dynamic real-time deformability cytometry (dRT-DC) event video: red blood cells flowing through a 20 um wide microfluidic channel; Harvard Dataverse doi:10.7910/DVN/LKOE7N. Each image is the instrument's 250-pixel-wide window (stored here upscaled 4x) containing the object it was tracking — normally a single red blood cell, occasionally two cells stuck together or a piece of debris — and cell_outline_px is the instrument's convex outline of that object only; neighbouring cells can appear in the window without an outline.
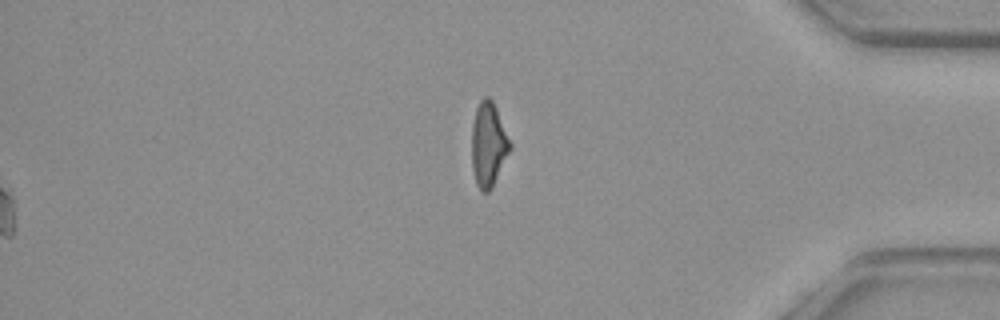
{"species": "common noctule bat (a hibernating species)", "species_latin": "Nyctalus noctula", "temperature_condition": "warm", "stored_images_in_passage": 38, "camera_frame_rate_fps": 3000, "um_per_image_px": 0.085, "animal": {"sex": "female", "body_mass_g": 29.2, "forearm_length_mm": 56.3}, "frame": {"image": 1, "passage_image": 38, "time_ms": 12.333, "image_size_px": [1000, 320], "cell_outline_px": [[512, 148], [492, 188], [488, 192], [480, 192], [476, 184], [472, 168], [472, 124], [476, 108], [480, 100], [484, 96], [488, 96], [492, 100], [496, 108], [512, 144]], "centroid_in_image_um": [41.52, 12.3], "position_along_channel_um": 393.7, "area_um2": 19.02}}